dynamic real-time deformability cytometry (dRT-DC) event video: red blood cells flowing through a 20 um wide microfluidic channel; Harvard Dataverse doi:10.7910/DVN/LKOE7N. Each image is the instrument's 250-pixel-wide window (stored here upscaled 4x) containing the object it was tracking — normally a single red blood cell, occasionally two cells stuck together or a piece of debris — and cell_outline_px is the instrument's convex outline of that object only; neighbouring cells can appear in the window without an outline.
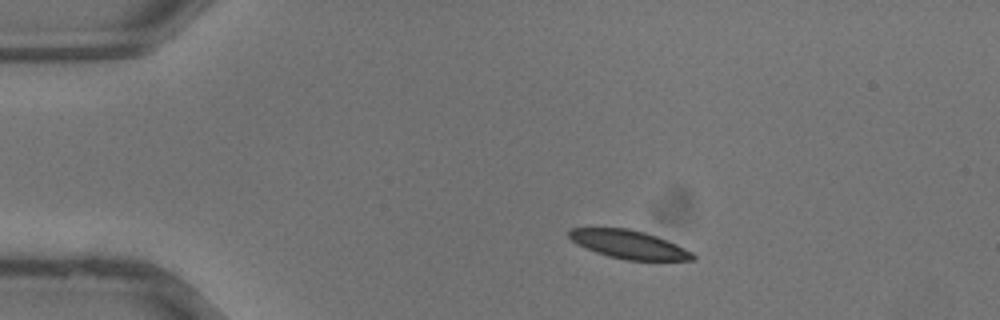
{"species": "common noctule bat (a hibernating species)", "species_latin": "Nyctalus noctula", "temperature_condition": "warm", "stored_images_in_passage": 31, "camera_frame_rate_fps": 3000, "um_per_image_px": 0.085, "animal": {"sex": "male", "body_mass_g": 13.3}, "frame": {"image": 1, "passage_image": 1, "time_ms": 0.0, "image_size_px": [1000, 320], "cell_outline_px": [[696, 260], [624, 260], [608, 256], [596, 252], [572, 240], [568, 236], [568, 228], [628, 228], [644, 232], [656, 236], [676, 244], [692, 252], [696, 256]], "centroid_in_image_um": [53.47, 20.78], "position_along_channel_um": 31.5, "area_um2": 20.23}}
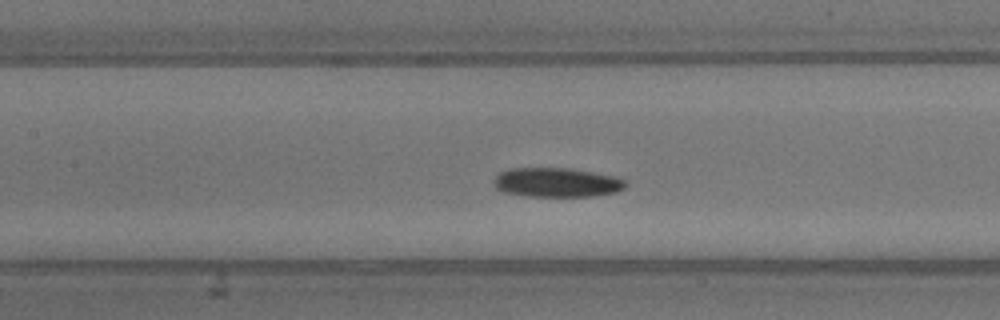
{"frame": {"image": 2, "passage_image": 11, "time_ms": 3.333, "image_size_px": [1000, 320], "cell_outline_px": [[628, 184], [624, 188], [616, 192], [592, 196], [528, 196], [500, 192], [492, 184], [492, 180], [500, 172], [512, 168], [568, 168], [616, 176], [624, 180]], "centroid_in_image_um": [47.29, 15.51], "position_along_channel_um": 160.1, "area_um2": 22.66}}
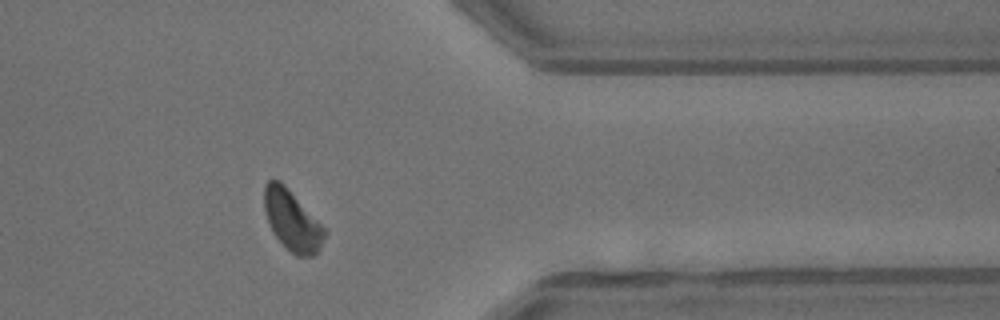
{"frame": {"image": 3, "passage_image": 24, "time_ms": 7.667, "image_size_px": [1000, 320], "cell_outline_px": [[328, 232], [320, 248], [312, 256], [296, 256], [276, 236], [268, 220], [264, 208], [264, 184], [268, 180], [280, 180], [284, 184]], "centroid_in_image_um": [24.84, 18.73], "position_along_channel_um": 386.6, "area_um2": 20.69}}